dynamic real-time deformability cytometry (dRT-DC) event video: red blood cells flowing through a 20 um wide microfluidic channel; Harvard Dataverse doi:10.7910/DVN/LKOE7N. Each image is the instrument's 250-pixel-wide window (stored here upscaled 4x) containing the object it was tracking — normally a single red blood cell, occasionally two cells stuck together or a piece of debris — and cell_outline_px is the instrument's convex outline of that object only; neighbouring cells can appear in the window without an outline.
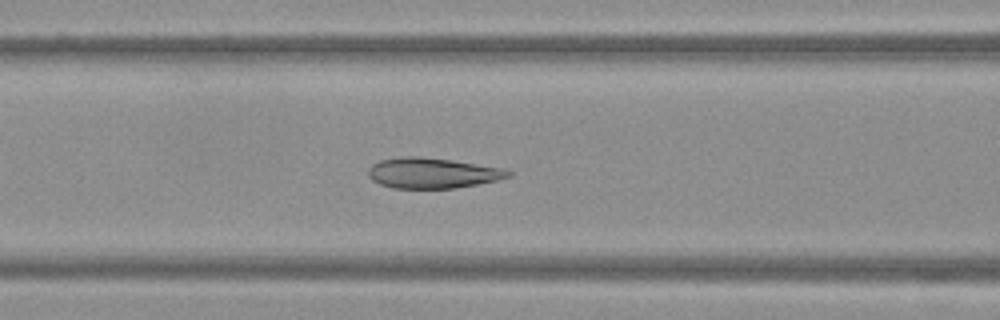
{"species": "Egyptian fruit bat (a non-hibernating species)", "species_latin": "Rousettus aegyptiacus", "temperature_condition": "warm", "stored_images_in_passage": 46, "camera_frame_rate_fps": 3000, "um_per_image_px": 0.085, "frame": {"image": 1, "passage_image": 16, "time_ms": 5.0, "image_size_px": [1000, 320], "cell_outline_px": [[512, 176], [496, 180], [456, 188], [392, 188], [380, 184], [372, 180], [368, 176], [368, 168], [372, 164], [380, 160], [404, 156], [420, 156], [452, 160], [504, 168], [512, 172]], "centroid_in_image_um": [36.74, 14.7], "position_along_channel_um": 129.9, "area_um2": 24.91}}
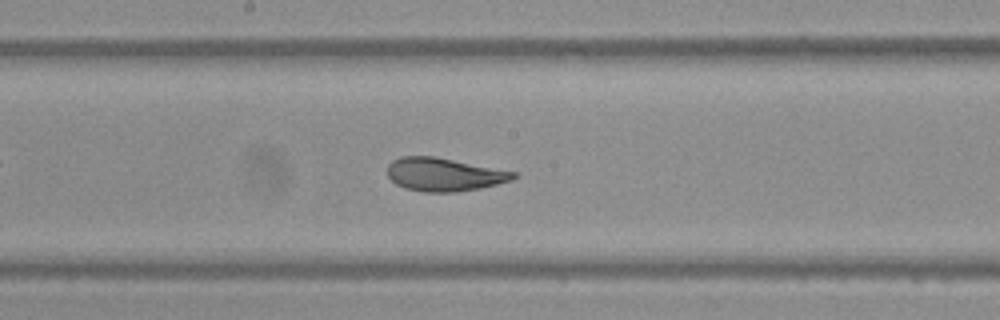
{"frame": {"image": 2, "passage_image": 22, "time_ms": 7.0, "image_size_px": [1000, 320], "cell_outline_px": [[520, 176], [512, 180], [480, 188], [456, 192], [424, 192], [404, 188], [396, 184], [388, 176], [388, 164], [392, 160], [400, 156], [436, 156], [516, 172]], "centroid_in_image_um": [37.75, 14.82], "position_along_channel_um": 210.5, "area_um2": 24.57}}
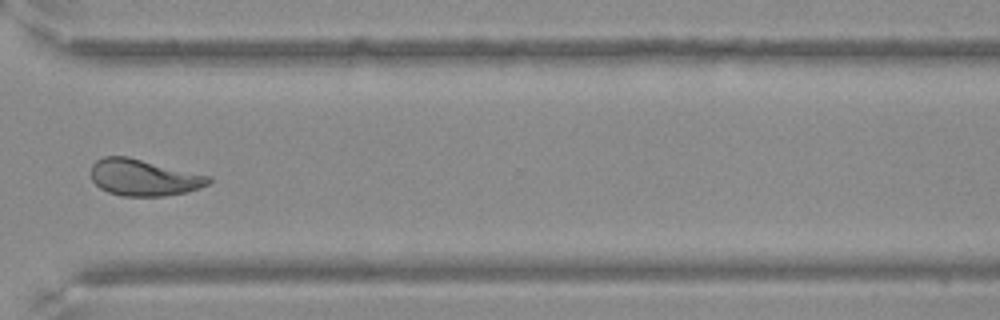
{"frame": {"image": 3, "passage_image": 33, "time_ms": 10.667, "image_size_px": [1000, 320], "cell_outline_px": [[212, 180], [208, 184], [200, 188], [184, 192], [164, 196], [120, 196], [108, 192], [100, 188], [92, 180], [92, 164], [96, 160], [104, 156], [128, 156], [212, 176]], "centroid_in_image_um": [12.23, 15.08], "position_along_channel_um": 358.4, "area_um2": 25.14}}